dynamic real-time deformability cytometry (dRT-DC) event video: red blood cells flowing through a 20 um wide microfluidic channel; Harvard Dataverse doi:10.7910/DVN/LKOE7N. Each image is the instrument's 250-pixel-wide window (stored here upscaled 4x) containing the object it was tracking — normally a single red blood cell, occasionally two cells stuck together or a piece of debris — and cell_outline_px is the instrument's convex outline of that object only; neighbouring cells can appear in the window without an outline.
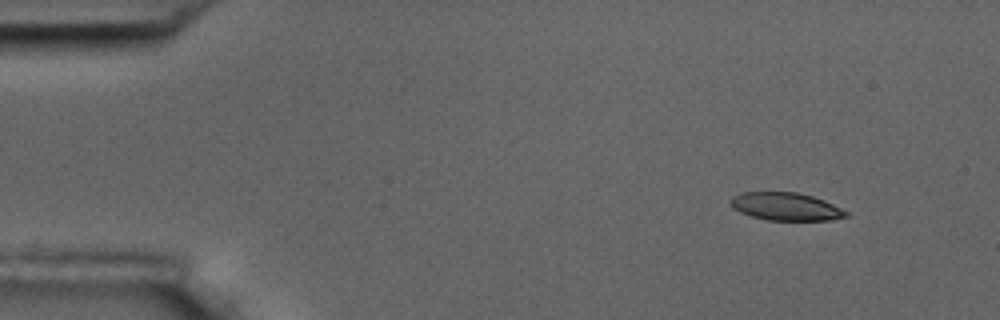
{"species": "common noctule bat (a hibernating species)", "species_latin": "Nyctalus noctula", "temperature_condition": "room temperature", "stored_images_in_passage": 4, "camera_frame_rate_fps": 3000, "um_per_image_px": 0.085, "animal": {"sex": "male", "body_mass_g": 17.5, "forearm_length_mm": 52.3}, "frame": {"image": 1, "passage_image": 1, "time_ms": 0.0, "image_size_px": [1000, 320], "cell_outline_px": [[848, 216], [832, 220], [768, 220], [752, 216], [740, 212], [732, 208], [728, 200], [732, 196], [740, 192], [796, 192], [812, 196], [824, 200], [848, 212]], "centroid_in_image_um": [66.75, 17.55], "position_along_channel_um": 18.3, "area_um2": 18.79}}
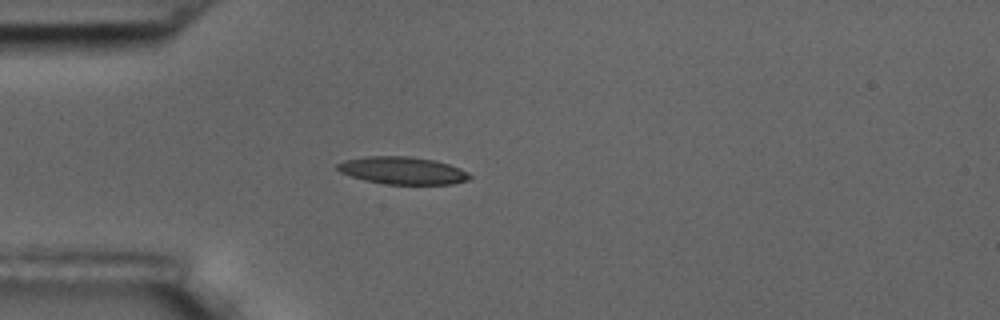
{"frame": {"image": 2, "passage_image": 4, "time_ms": 3.333, "image_size_px": [1000, 320], "cell_outline_px": [[472, 176], [468, 180], [452, 184], [384, 184], [364, 180], [340, 172], [336, 168], [336, 164], [344, 160], [364, 156], [408, 156], [436, 160], [460, 168], [468, 172]], "centroid_in_image_um": [34.21, 14.49], "position_along_channel_um": 50.8, "area_um2": 21.27}}